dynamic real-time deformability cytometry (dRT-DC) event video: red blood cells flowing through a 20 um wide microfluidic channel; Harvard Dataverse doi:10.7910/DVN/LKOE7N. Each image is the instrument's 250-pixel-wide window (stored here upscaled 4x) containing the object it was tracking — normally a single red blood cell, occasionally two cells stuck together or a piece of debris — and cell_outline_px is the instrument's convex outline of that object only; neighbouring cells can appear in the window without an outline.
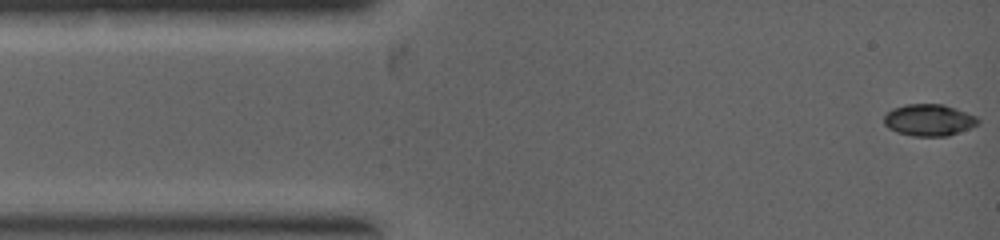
{"species": "common noctule bat (a hibernating species)", "species_latin": "Nyctalus noctula", "temperature_condition": "warm", "stored_images_in_passage": 5, "camera_frame_rate_fps": 5000, "um_per_image_px": 0.085, "animal": {"sex": "female", "body_mass_g": 19.0, "forearm_length_mm": 53.3}, "frame": {"image": 1, "passage_image": 1, "time_ms": 0.0, "image_size_px": [1000, 240], "cell_outline_px": [[980, 120], [976, 124], [968, 128], [948, 136], [912, 136], [896, 132], [888, 128], [884, 124], [884, 116], [892, 108], [904, 104], [944, 104], [956, 108], [976, 116]], "centroid_in_image_um": [78.92, 10.19], "position_along_channel_um": 6.1, "area_um2": 17.4}}